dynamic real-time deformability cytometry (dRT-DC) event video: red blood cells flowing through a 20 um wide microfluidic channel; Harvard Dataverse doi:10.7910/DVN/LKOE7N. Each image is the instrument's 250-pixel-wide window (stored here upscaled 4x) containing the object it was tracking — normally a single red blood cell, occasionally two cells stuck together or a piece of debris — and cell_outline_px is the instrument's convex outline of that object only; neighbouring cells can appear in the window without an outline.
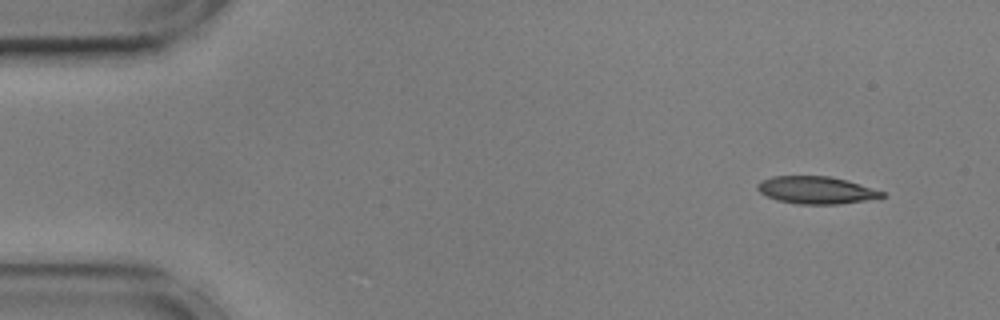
{"species": "common noctule bat (a hibernating species)", "species_latin": "Nyctalus noctula", "temperature_condition": "cold", "stored_images_in_passage": 52, "camera_frame_rate_fps": 3000, "um_per_image_px": 0.085, "animal": {"sex": "male", "body_mass_g": 17.9, "forearm_length_mm": 54.2}, "frame": {"image": 1, "passage_image": 1, "time_ms": 0.0, "image_size_px": [1000, 320], "cell_outline_px": [[888, 196], [880, 200], [840, 204], [796, 204], [776, 200], [760, 192], [756, 188], [756, 184], [760, 180], [772, 176], [832, 176], [848, 180], [884, 192]], "centroid_in_image_um": [69.46, 16.17], "position_along_channel_um": 15.5, "area_um2": 20.46}}
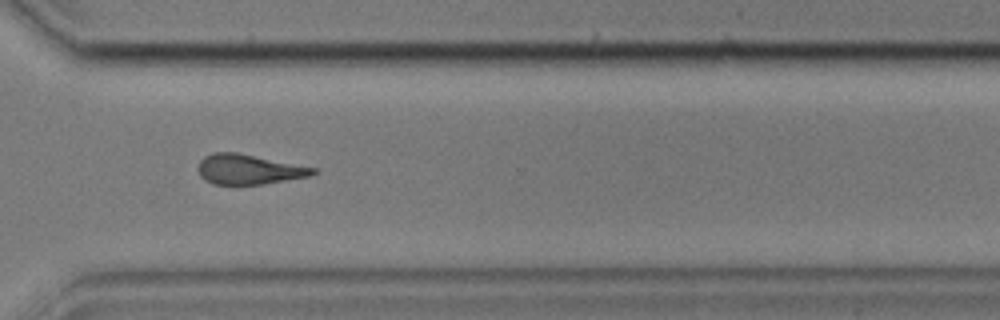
{"frame": {"image": 2, "passage_image": 37, "time_ms": 12.0, "image_size_px": [1000, 320], "cell_outline_px": [[316, 172], [308, 176], [264, 184], [236, 188], [212, 184], [204, 180], [200, 176], [196, 168], [200, 160], [204, 156], [212, 152], [236, 152], [316, 168]], "centroid_in_image_um": [21.03, 14.44], "position_along_channel_um": 349.6, "area_um2": 20.75}}
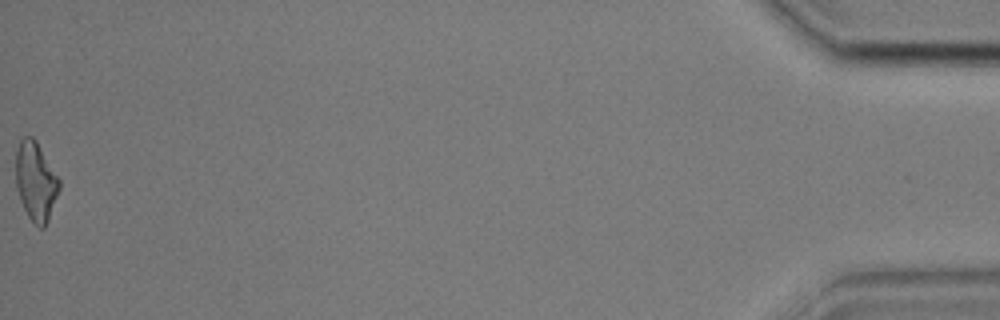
{"frame": {"image": 3, "passage_image": 52, "time_ms": 17.0, "image_size_px": [1000, 320], "cell_outline_px": [[60, 188], [48, 220], [44, 228], [40, 228], [28, 216], [20, 200], [16, 188], [16, 152], [20, 140], [24, 136], [32, 136], [36, 140], [60, 180]], "centroid_in_image_um": [3.03, 15.4], "position_along_channel_um": 432.2, "area_um2": 19.83}, "authors_computed_cell_mechanics": {"area_um2": 20.6346, "velocity_mm_per_s": 3.6007, "shape_relaxation_time_tau1_ms": 11.0254, "shape_relaxation_time_tau2_ms": 6.3045, "deformation_change_tau1": 0.2604, "deformation_change_tau2": 0.1774}}